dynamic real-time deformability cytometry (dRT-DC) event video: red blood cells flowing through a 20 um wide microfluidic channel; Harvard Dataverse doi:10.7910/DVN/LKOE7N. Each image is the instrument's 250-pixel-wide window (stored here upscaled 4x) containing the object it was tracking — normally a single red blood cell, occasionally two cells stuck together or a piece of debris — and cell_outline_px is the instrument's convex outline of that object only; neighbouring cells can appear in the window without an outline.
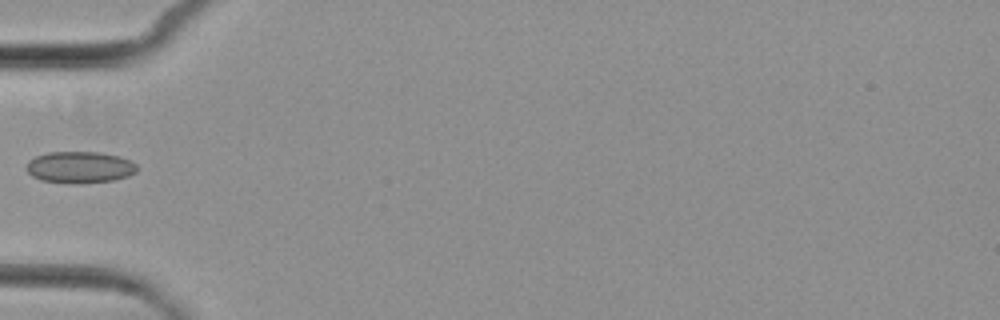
{"species": "common noctule bat (a hibernating species)", "species_latin": "Nyctalus noctula", "temperature_condition": "cold", "stored_images_in_passage": 5, "camera_frame_rate_fps": 3000, "um_per_image_px": 0.085, "animal": {"sex": "female", "body_mass_g": 29.2, "forearm_length_mm": 56.3}, "frame": {"image": 1, "passage_image": 5, "time_ms": 4.667, "image_size_px": [1000, 320], "cell_outline_px": [[136, 172], [128, 176], [112, 180], [80, 184], [72, 184], [40, 180], [32, 176], [24, 168], [28, 160], [36, 156], [48, 152], [100, 152], [120, 156], [136, 164]], "centroid_in_image_um": [6.73, 14.22], "position_along_channel_um": 78.3, "area_um2": 20.58}}